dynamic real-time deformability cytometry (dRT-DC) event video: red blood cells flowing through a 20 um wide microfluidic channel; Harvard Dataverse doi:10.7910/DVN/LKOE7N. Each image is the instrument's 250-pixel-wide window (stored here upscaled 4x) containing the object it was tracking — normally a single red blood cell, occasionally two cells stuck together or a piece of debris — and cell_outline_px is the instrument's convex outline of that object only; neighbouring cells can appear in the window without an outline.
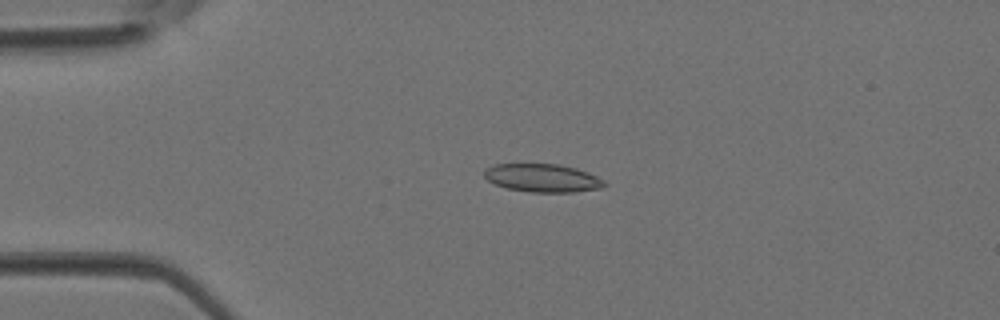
{"species": "Egyptian fruit bat (a non-hibernating species)", "species_latin": "Rousettus aegyptiacus", "temperature_condition": "room temperature", "stored_images_in_passage": 5, "camera_frame_rate_fps": 3000, "um_per_image_px": 0.085, "animal": {"sex": "female"}, "frame": {"image": 1, "passage_image": 3, "time_ms": 0.667, "image_size_px": [1000, 320], "cell_outline_px": [[604, 188], [572, 192], [532, 192], [508, 188], [496, 184], [488, 180], [484, 176], [484, 172], [488, 168], [496, 164], [560, 164], [576, 168], [588, 172], [604, 180]], "centroid_in_image_um": [46.15, 15.12], "position_along_channel_um": 38.8, "area_um2": 19.54}}
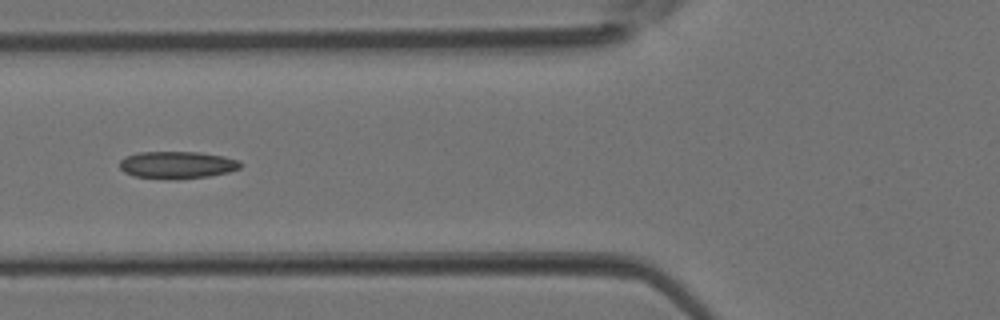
{"frame": {"image": 2, "passage_image": 5, "time_ms": 1.333, "image_size_px": [1000, 320], "cell_outline_px": [[244, 164], [240, 168], [228, 172], [208, 176], [176, 180], [172, 180], [132, 176], [124, 172], [120, 168], [120, 160], [124, 156], [140, 152], [200, 152], [224, 156], [240, 160]], "centroid_in_image_um": [15.06, 14.02], "position_along_channel_um": 110.7, "area_um2": 19.54}}